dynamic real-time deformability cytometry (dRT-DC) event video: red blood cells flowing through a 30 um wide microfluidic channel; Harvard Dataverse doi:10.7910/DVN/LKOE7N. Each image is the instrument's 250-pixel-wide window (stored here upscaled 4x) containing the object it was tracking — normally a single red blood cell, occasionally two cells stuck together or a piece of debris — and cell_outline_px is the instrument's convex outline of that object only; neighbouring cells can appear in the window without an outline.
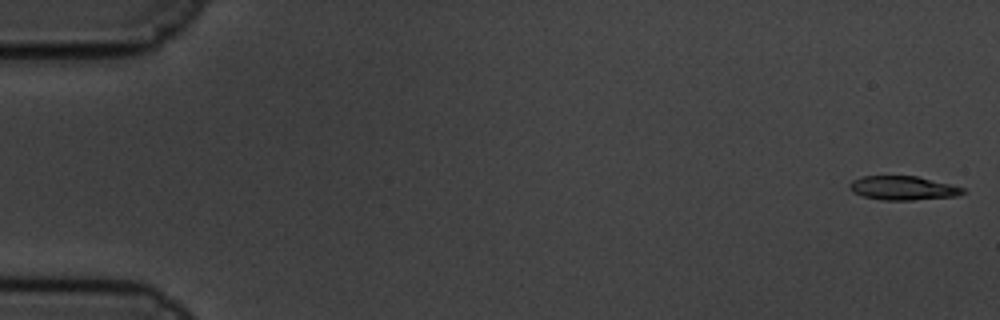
{"species": "common noctule bat (a hibernating species)", "species_latin": "Nyctalus noctula", "temperature_condition": "cold", "stored_images_in_passage": 60, "camera_frame_rate_fps": 3000, "um_per_image_px": 0.085, "animal": {"sex": "male", "body_mass_g": 19.5, "forearm_length_mm": 54.6}, "frame": {"image": 1, "passage_image": 1, "time_ms": 0.0, "image_size_px": [1000, 320], "cell_outline_px": [[968, 192], [956, 196], [912, 200], [884, 200], [864, 196], [852, 192], [848, 188], [848, 184], [852, 180], [864, 176], [916, 176], [964, 188]], "centroid_in_image_um": [76.73, 15.99], "position_along_channel_um": 8.3, "area_um2": 15.72}}
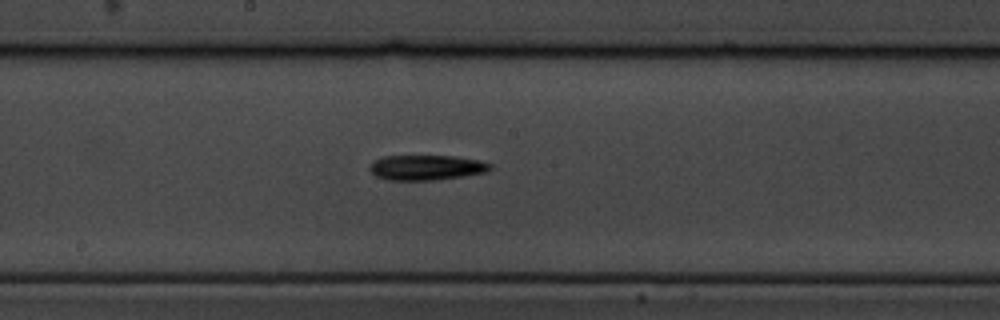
{"frame": {"image": 2, "passage_image": 32, "time_ms": 10.333, "image_size_px": [1000, 320], "cell_outline_px": [[492, 168], [488, 172], [464, 176], [432, 180], [388, 180], [376, 176], [368, 168], [376, 160], [384, 156], [456, 156], [480, 160], [492, 164]], "centroid_in_image_um": [36.3, 14.24], "position_along_channel_um": 211.9, "area_um2": 17.63}}
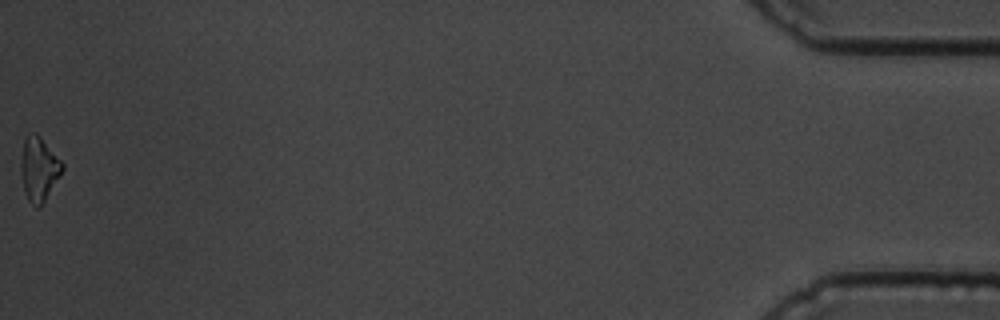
{"frame": {"image": 3, "passage_image": 60, "time_ms": 19.667, "image_size_px": [1000, 320], "cell_outline_px": [[64, 168], [60, 176], [40, 208], [36, 208], [28, 200], [24, 192], [20, 172], [20, 164], [24, 136], [28, 132], [36, 132], [40, 136], [64, 164]], "centroid_in_image_um": [3.29, 14.35], "position_along_channel_um": 431.9, "area_um2": 15.72}, "authors_computed_cell_mechanics": {"area_um2": 16.6753, "velocity_mm_per_s": 3.3683, "shape_relaxation_time_tau1_ms": 4.3963, "shape_relaxation_time_tau2_ms": null, "deformation_change_tau1": 0.1485, "deformation_change_tau2": null}}